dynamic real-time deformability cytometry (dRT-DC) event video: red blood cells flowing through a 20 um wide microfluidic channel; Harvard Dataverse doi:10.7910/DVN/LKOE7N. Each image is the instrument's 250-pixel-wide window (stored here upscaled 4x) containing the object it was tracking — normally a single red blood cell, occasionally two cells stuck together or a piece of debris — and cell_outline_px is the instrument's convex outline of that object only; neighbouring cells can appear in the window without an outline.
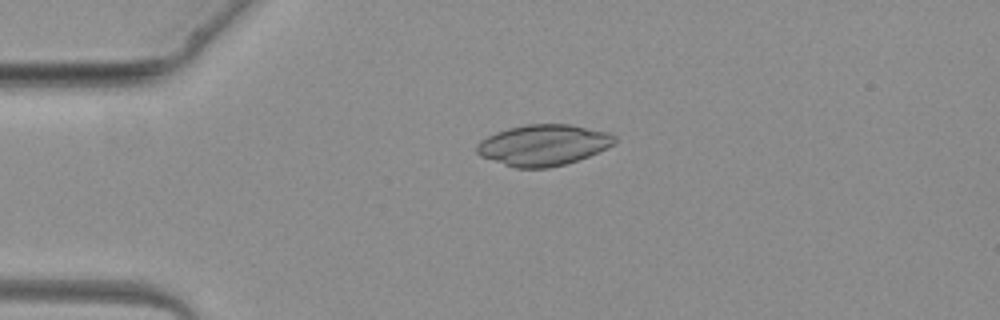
{"species": "common noctule bat (a hibernating species)", "species_latin": "Nyctalus noctula", "temperature_condition": "warm", "stored_images_in_passage": 4, "camera_frame_rate_fps": 3000, "um_per_image_px": 0.085, "animal": {"sex": "female", "body_mass_g": 19.3, "forearm_length_mm": 54.1}, "frame": {"image": 1, "passage_image": 3, "time_ms": 3.0, "image_size_px": [1000, 320], "cell_outline_px": [[616, 144], [588, 156], [564, 164], [548, 168], [516, 168], [480, 156], [476, 152], [476, 144], [480, 140], [496, 132], [508, 128], [524, 124], [572, 124], [608, 132], [616, 136]], "centroid_in_image_um": [46.18, 12.32], "position_along_channel_um": 38.8, "area_um2": 33.0}}